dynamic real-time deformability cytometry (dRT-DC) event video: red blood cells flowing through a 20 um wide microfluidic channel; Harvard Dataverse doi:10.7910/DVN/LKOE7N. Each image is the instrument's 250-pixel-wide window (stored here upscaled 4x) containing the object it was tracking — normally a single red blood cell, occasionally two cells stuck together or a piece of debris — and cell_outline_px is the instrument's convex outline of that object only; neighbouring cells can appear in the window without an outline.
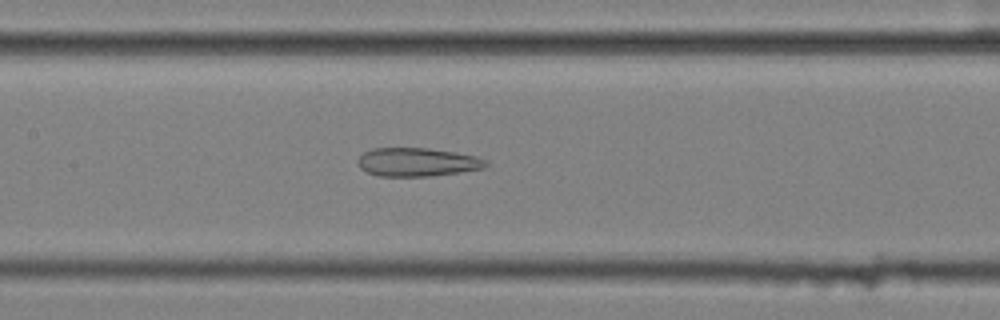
{"species": "common noctule bat (a hibernating species)", "species_latin": "Nyctalus noctula", "temperature_condition": "cold", "stored_images_in_passage": 57, "camera_frame_rate_fps": 3000, "um_per_image_px": 0.085, "animal": {"sex": "female", "body_mass_g": 25.1}, "frame": {"image": 1, "passage_image": 28, "time_ms": 9.0, "image_size_px": [1000, 320], "cell_outline_px": [[488, 164], [484, 168], [460, 172], [432, 176], [380, 176], [368, 172], [360, 168], [356, 160], [364, 152], [372, 148], [428, 148], [476, 156], [484, 160]], "centroid_in_image_um": [35.43, 13.78], "position_along_channel_um": 172.0, "area_um2": 21.15}}
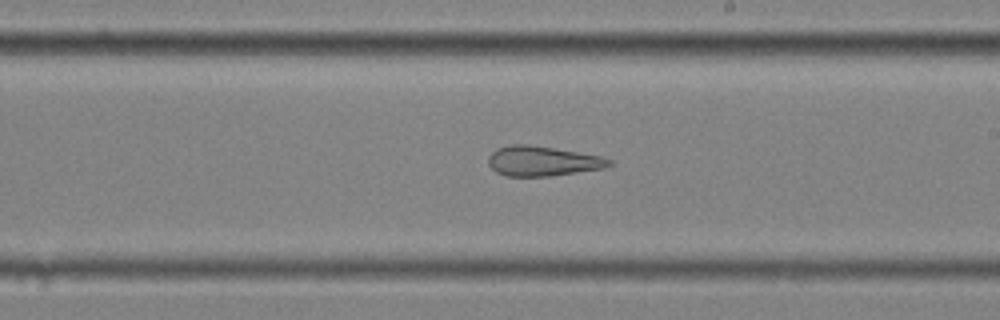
{"frame": {"image": 2, "passage_image": 34, "time_ms": 11.0, "image_size_px": [1000, 320], "cell_outline_px": [[612, 164], [604, 168], [552, 176], [504, 176], [496, 172], [488, 164], [488, 156], [496, 148], [512, 144], [528, 144], [600, 156], [612, 160]], "centroid_in_image_um": [46.07, 13.7], "position_along_channel_um": 242.9, "area_um2": 20.98}}
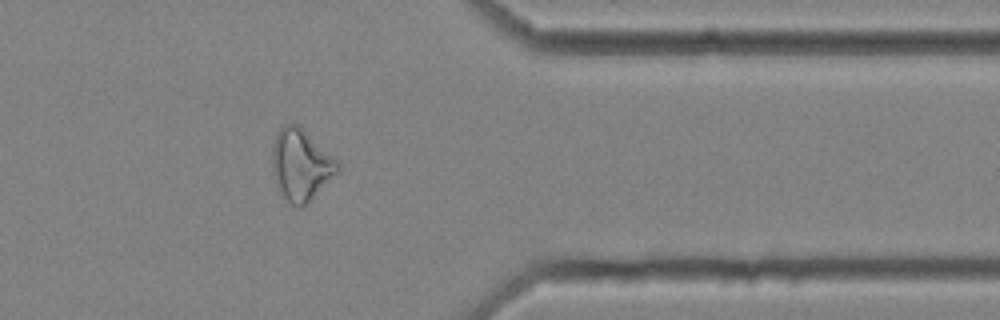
{"frame": {"image": 3, "passage_image": 47, "time_ms": 15.333, "image_size_px": [1000, 320], "cell_outline_px": [[340, 168], [300, 208], [296, 208], [284, 200], [272, 172], [272, 144], [276, 132], [284, 124], [300, 124], [340, 164]], "centroid_in_image_um": [25.51, 13.96], "position_along_channel_um": 385.9, "area_um2": 26.82}, "authors_computed_cell_mechanics": {"area_um2": 28.9578, "velocity_mm_per_s": 3.5604, "shape_relaxation_time_tau1_ms": null, "shape_relaxation_time_tau2_ms": 3.7693, "deformation_change_tau1": null, "deformation_change_tau2": 0.1538}}